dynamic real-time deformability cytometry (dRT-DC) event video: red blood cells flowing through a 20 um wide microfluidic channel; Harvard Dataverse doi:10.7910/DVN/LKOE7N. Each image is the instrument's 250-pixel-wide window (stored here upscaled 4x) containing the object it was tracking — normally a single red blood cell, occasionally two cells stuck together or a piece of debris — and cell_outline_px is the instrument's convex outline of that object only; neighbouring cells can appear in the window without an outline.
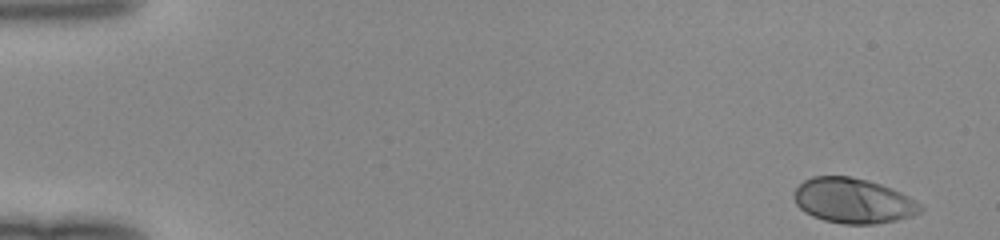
{"species": "human", "species_latin": "Homo sapiens", "temperature_condition": "room temperature", "stored_images_in_passage": 48, "camera_frame_rate_fps": 3000, "um_per_image_px": 0.085, "donor": {"sex": "female"}, "frame": {"image": 1, "passage_image": 1, "time_ms": 0.0, "image_size_px": [1000, 240], "cell_outline_px": [[924, 208], [920, 212], [912, 216], [896, 220], [876, 224], [844, 224], [824, 220], [812, 216], [804, 212], [796, 204], [792, 196], [792, 192], [804, 180], [812, 176], [848, 176], [868, 180], [880, 184], [900, 192], [908, 196], [920, 204]], "centroid_in_image_um": [72.49, 17.06], "position_along_channel_um": 12.5, "area_um2": 33.29}}
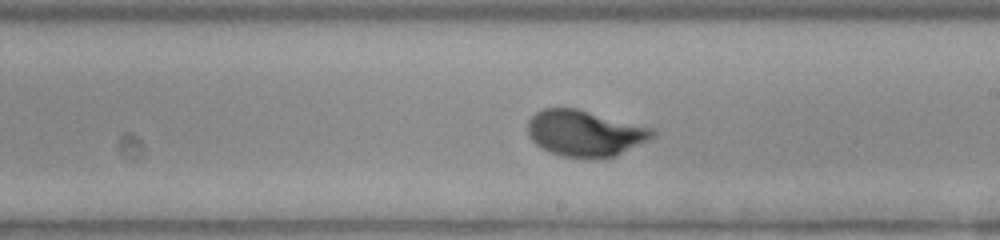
{"frame": {"image": 2, "passage_image": 28, "time_ms": 9.0, "image_size_px": [1000, 240], "cell_outline_px": [[656, 136], [616, 156], [564, 156], [548, 152], [540, 148], [528, 136], [528, 120], [536, 112], [544, 108], [576, 108], [656, 128]], "centroid_in_image_um": [49.73, 11.29], "position_along_channel_um": 239.3, "area_um2": 33.35}}
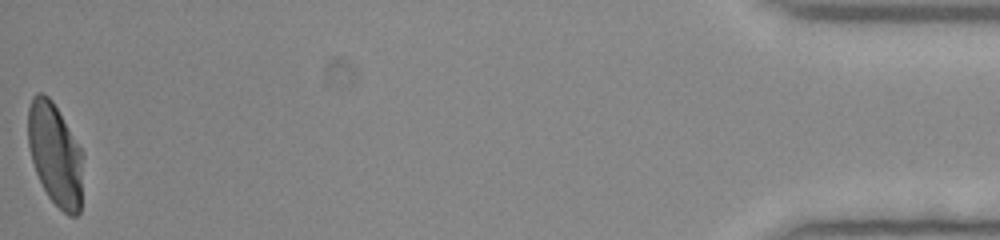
{"frame": {"image": 3, "passage_image": 48, "time_ms": 15.667, "image_size_px": [1000, 240], "cell_outline_px": [[80, 212], [76, 216], [68, 216], [48, 196], [36, 172], [32, 160], [28, 144], [28, 108], [32, 96], [36, 92], [44, 92], [52, 100], [80, 148]], "centroid_in_image_um": [4.63, 13.08], "position_along_channel_um": 430.6, "area_um2": 31.96}}